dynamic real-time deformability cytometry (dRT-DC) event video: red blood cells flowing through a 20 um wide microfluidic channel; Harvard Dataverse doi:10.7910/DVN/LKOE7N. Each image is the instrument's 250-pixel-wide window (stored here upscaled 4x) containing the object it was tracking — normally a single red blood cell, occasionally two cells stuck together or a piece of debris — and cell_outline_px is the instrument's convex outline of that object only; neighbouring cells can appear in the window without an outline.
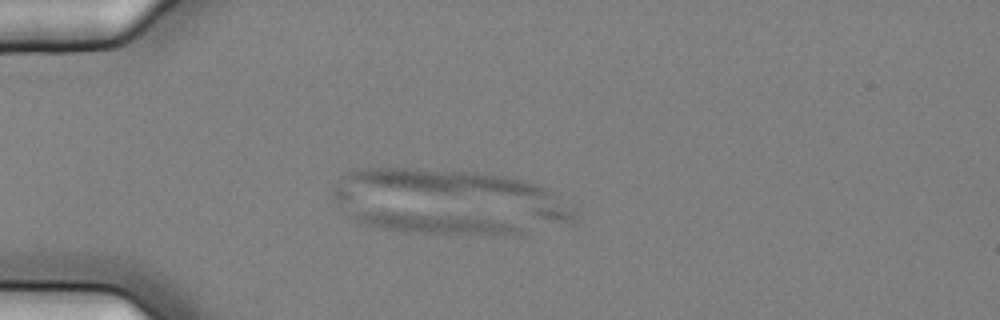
{"species": "common noctule bat (a hibernating species)", "species_latin": "Nyctalus noctula", "temperature_condition": "cold", "stored_images_in_passage": 7, "camera_frame_rate_fps": 3000, "um_per_image_px": 0.085, "animal": {"sex": "female", "body_mass_g": 25.1}, "frame": {"image": 1, "passage_image": 5, "time_ms": 1.333, "image_size_px": [1000, 320], "cell_outline_px": [[524, 232], [520, 236], [512, 236], [400, 232], [364, 224], [356, 220], [352, 216], [356, 212], [396, 212], [456, 216], [512, 224], [520, 228]], "centroid_in_image_um": [37.06, 19.04], "position_along_channel_um": 47.9, "area_um2": 19.25}}